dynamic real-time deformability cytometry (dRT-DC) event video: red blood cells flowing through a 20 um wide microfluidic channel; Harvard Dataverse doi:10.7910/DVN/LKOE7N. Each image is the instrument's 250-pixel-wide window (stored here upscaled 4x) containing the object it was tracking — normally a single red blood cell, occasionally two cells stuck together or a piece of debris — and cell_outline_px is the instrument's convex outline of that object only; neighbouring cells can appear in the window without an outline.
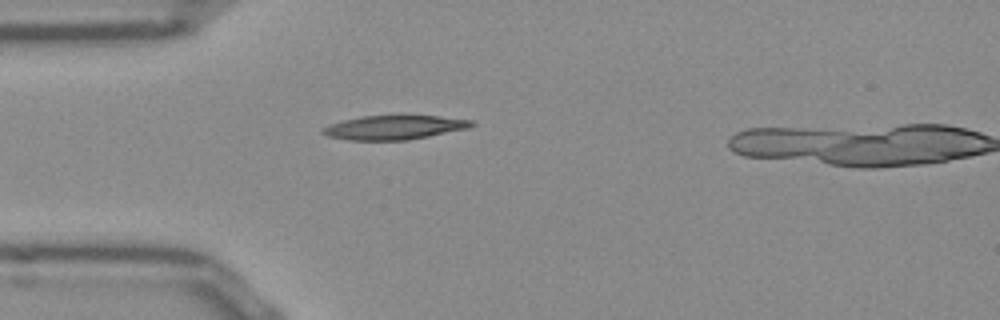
{"species": "Egyptian fruit bat (a non-hibernating species)", "species_latin": "Rousettus aegyptiacus", "temperature_condition": "room temperature", "stored_images_in_passage": 4, "camera_frame_rate_fps": 3000, "um_per_image_px": 0.085, "frame": {"image": 1, "passage_image": 3, "time_ms": 0.667, "image_size_px": [1000, 320], "cell_outline_px": [[476, 124], [468, 128], [428, 136], [404, 140], [348, 140], [328, 136], [320, 132], [320, 128], [328, 124], [360, 116], [400, 112], [440, 116], [472, 120]], "centroid_in_image_um": [33.48, 10.77], "position_along_channel_um": 51.5, "area_um2": 21.96}}